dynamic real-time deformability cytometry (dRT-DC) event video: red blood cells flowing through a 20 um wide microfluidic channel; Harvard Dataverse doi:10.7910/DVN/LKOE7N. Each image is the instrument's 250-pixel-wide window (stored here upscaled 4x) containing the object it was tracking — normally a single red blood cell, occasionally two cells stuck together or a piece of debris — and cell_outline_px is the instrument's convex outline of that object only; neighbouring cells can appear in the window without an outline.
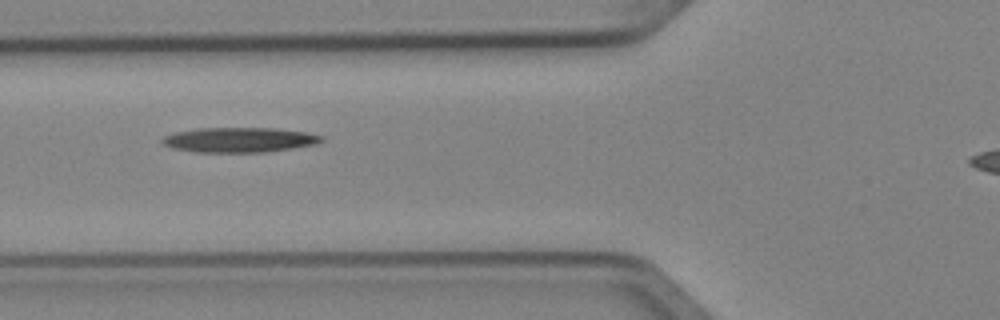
{"species": "Egyptian fruit bat (a non-hibernating species)", "species_latin": "Rousettus aegyptiacus", "temperature_condition": "cold", "stored_images_in_passage": 4, "camera_frame_rate_fps": 3000, "um_per_image_px": 0.085, "animal": {"sex": "female"}, "frame": {"image": 1, "passage_image": 2, "time_ms": 0.333, "image_size_px": [1000, 320], "cell_outline_px": [[324, 140], [312, 144], [292, 148], [264, 152], [196, 152], [172, 148], [164, 144], [160, 140], [164, 136], [176, 132], [196, 128], [276, 128], [304, 132], [324, 136]], "centroid_in_image_um": [20.3, 11.88], "position_along_channel_um": 105.5, "area_um2": 22.95}}